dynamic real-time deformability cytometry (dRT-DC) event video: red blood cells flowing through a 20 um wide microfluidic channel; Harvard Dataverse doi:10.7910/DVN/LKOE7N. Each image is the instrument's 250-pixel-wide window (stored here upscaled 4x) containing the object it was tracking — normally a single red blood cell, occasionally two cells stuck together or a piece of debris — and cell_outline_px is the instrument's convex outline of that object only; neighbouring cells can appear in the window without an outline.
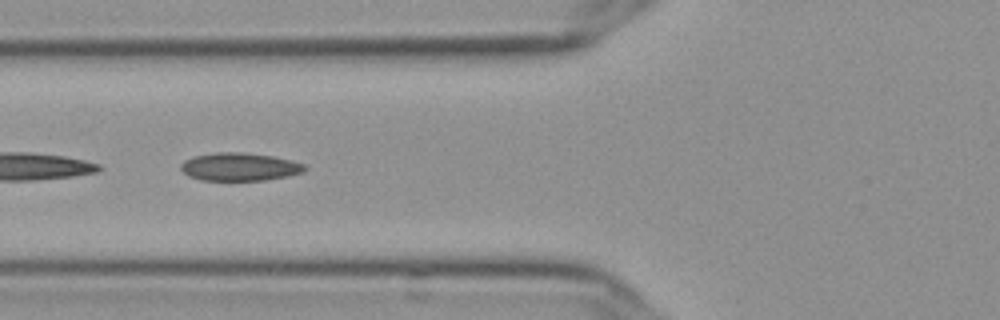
{"species": "Egyptian fruit bat (a non-hibernating species)", "species_latin": "Rousettus aegyptiacus", "temperature_condition": "cold", "stored_images_in_passage": 33, "segment_of_instrument_passage": [2, 2], "camera_frame_rate_fps": 3000, "um_per_image_px": 0.085, "frame": {"image": 1, "passage_image": 15, "time_ms": 4.667, "image_size_px": [1000, 320], "cell_outline_px": [[304, 168], [300, 172], [288, 176], [264, 180], [200, 180], [188, 176], [180, 168], [180, 164], [184, 160], [192, 156], [216, 152], [244, 152], [272, 156], [292, 160], [304, 164]], "centroid_in_image_um": [20.3, 14.17], "position_along_channel_um": 105.5, "area_um2": 20.17}}